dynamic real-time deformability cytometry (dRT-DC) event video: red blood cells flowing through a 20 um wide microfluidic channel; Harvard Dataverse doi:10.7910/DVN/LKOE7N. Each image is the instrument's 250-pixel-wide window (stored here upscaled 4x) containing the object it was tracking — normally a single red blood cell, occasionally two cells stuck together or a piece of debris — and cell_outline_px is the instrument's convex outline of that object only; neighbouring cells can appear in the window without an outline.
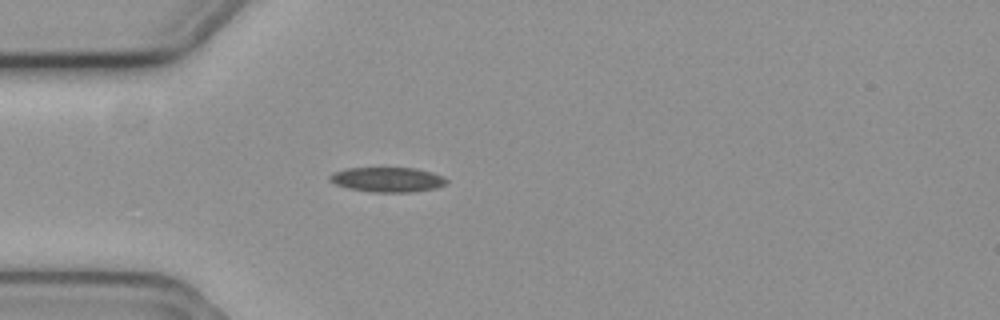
{"species": "common noctule bat (a hibernating species)", "species_latin": "Nyctalus noctula", "temperature_condition": "cold", "stored_images_in_passage": 4, "camera_frame_rate_fps": 3000, "um_per_image_px": 0.085, "animal": {"sex": "female", "body_mass_g": 19.3, "forearm_length_mm": 54.1}, "frame": {"image": 1, "passage_image": 4, "time_ms": 1.0, "image_size_px": [1000, 320], "cell_outline_px": [[448, 180], [444, 184], [436, 188], [412, 192], [372, 192], [348, 188], [336, 184], [328, 180], [328, 176], [332, 172], [348, 168], [416, 168], [432, 172]], "centroid_in_image_um": [32.89, 15.26], "position_along_channel_um": 52.1, "area_um2": 16.82}}